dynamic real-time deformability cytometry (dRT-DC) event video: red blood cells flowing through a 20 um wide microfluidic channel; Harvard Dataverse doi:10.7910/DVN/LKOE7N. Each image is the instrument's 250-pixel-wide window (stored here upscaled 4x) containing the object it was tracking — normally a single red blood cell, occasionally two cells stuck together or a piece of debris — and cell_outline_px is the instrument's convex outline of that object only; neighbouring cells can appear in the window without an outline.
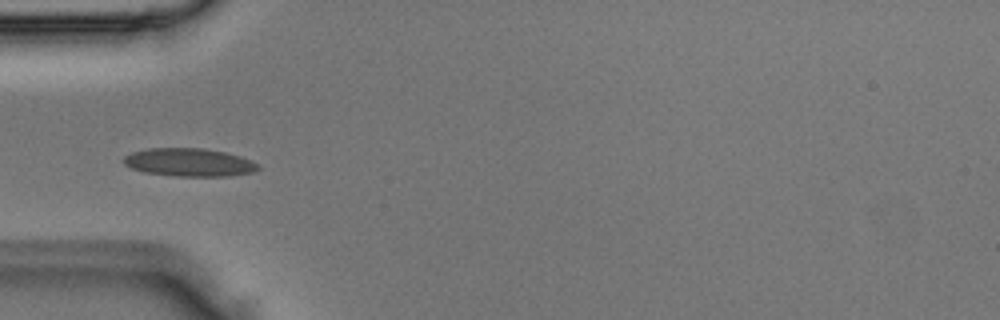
{"species": "Egyptian fruit bat (a non-hibernating species)", "species_latin": "Rousettus aegyptiacus", "temperature_condition": "room temperature", "stored_images_in_passage": 3, "camera_frame_rate_fps": 3000, "um_per_image_px": 0.085, "animal": {"sex": "male"}, "frame": {"image": 1, "passage_image": 3, "time_ms": 0.667, "image_size_px": [1000, 320], "cell_outline_px": [[260, 168], [252, 172], [228, 176], [172, 176], [144, 172], [132, 168], [124, 164], [124, 156], [132, 152], [148, 148], [204, 148], [224, 152], [240, 156], [256, 164]], "centroid_in_image_um": [16.04, 13.8], "position_along_channel_um": 69.0, "area_um2": 21.85}}